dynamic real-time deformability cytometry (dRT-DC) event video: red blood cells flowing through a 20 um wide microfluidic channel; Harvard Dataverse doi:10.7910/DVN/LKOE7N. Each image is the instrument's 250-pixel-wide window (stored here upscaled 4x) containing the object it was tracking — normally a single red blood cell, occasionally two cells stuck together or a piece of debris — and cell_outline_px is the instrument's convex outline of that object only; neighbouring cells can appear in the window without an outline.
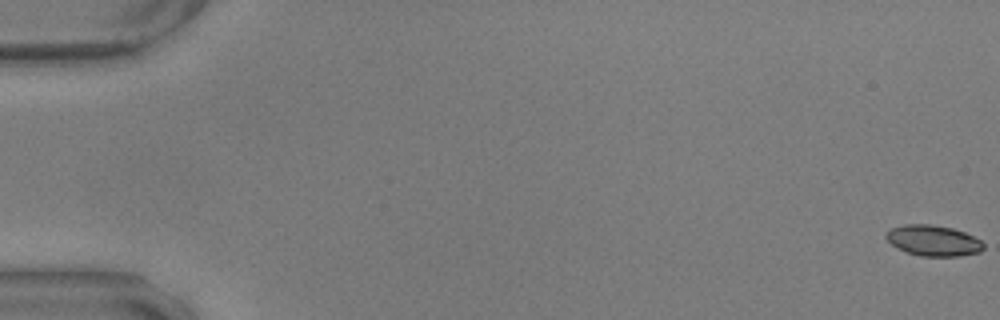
{"species": "common noctule bat (a hibernating species)", "species_latin": "Nyctalus noctula", "temperature_condition": "warm", "stored_images_in_passage": 54, "camera_frame_rate_fps": 3000, "um_per_image_px": 0.085, "animal": {"sex": "male", "body_mass_g": 17.9, "forearm_length_mm": 54.2}, "frame": {"image": 1, "passage_image": 1, "time_ms": 0.0, "image_size_px": [1000, 320], "cell_outline_px": [[984, 248], [980, 252], [960, 256], [920, 256], [896, 248], [884, 236], [892, 228], [904, 224], [932, 224], [952, 228], [964, 232], [980, 240], [984, 244]], "centroid_in_image_um": [79.33, 20.45], "position_along_channel_um": 5.7, "area_um2": 17.4}}
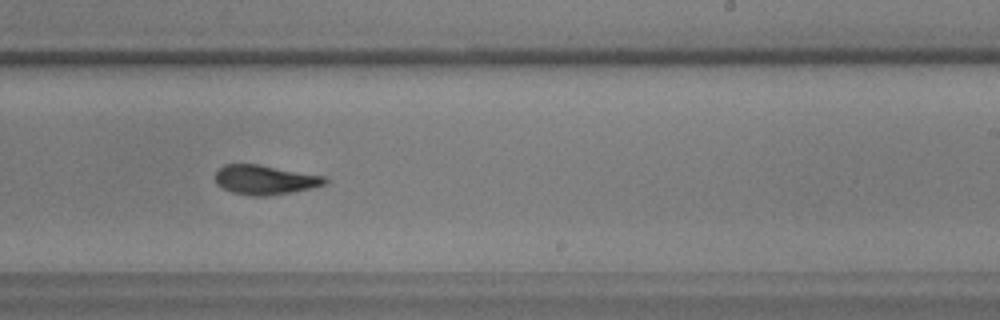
{"frame": {"image": 2, "passage_image": 37, "time_ms": 12.0, "image_size_px": [1000, 320], "cell_outline_px": [[328, 184], [312, 188], [292, 192], [268, 196], [252, 196], [232, 192], [216, 184], [216, 172], [224, 164], [256, 164], [324, 176], [328, 180]], "centroid_in_image_um": [22.54, 15.29], "position_along_channel_um": 266.5, "area_um2": 18.73}}
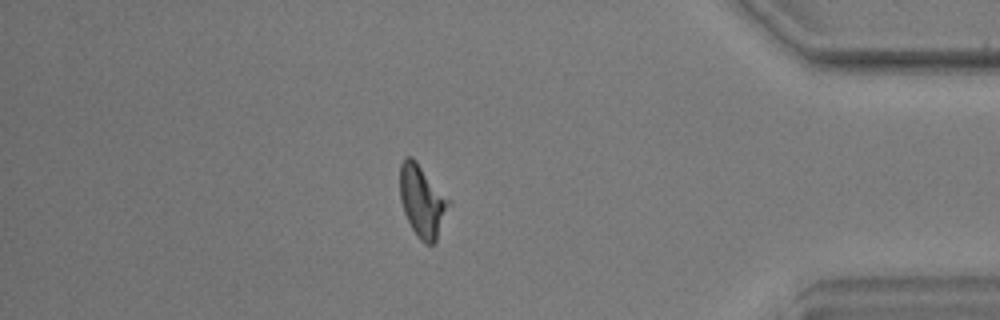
{"frame": {"image": 3, "passage_image": 51, "time_ms": 16.667, "image_size_px": [1000, 320], "cell_outline_px": [[452, 204], [436, 240], [432, 244], [424, 244], [416, 236], [404, 212], [400, 200], [400, 164], [404, 156], [412, 156], [416, 160], [452, 200]], "centroid_in_image_um": [35.92, 17.06], "position_along_channel_um": 399.3, "area_um2": 20.98}}